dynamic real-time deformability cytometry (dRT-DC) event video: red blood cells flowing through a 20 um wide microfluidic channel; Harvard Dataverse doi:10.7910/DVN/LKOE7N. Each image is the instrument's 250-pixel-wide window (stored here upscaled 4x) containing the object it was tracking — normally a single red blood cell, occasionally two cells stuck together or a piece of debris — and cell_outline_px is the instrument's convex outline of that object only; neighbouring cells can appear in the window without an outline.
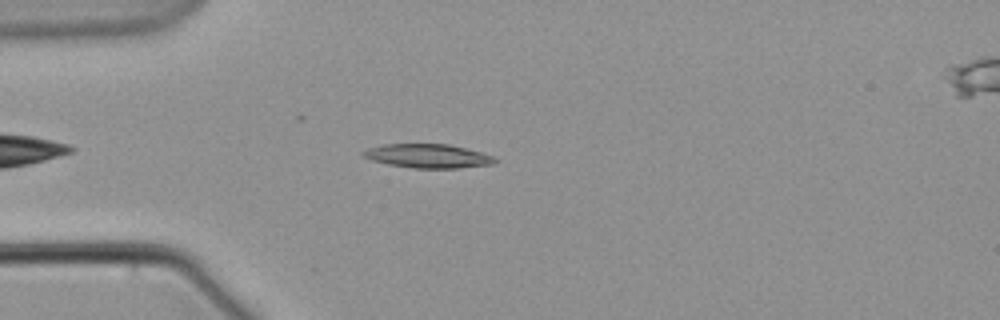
{"species": "common noctule bat (a hibernating species)", "species_latin": "Nyctalus noctula", "temperature_condition": "warm", "stored_images_in_passage": 6, "camera_frame_rate_fps": 3000, "um_per_image_px": 0.085, "animal": {"sex": "male", "body_mass_g": 21.5, "forearm_length_mm": 52.0}, "frame": {"image": 1, "passage_image": 1, "time_ms": 0.0, "image_size_px": [1000, 320], "cell_outline_px": [[500, 160], [492, 164], [456, 168], [412, 168], [388, 164], [372, 160], [364, 156], [360, 152], [368, 148], [380, 144], [448, 144], [480, 152], [492, 156]], "centroid_in_image_um": [36.34, 13.26], "position_along_channel_um": 48.7, "area_um2": 18.26}}
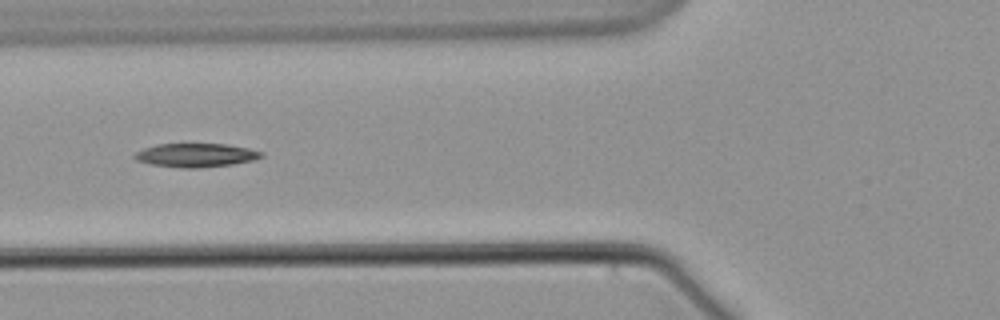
{"frame": {"image": 2, "passage_image": 3, "time_ms": 2.333, "image_size_px": [1000, 320], "cell_outline_px": [[264, 156], [252, 160], [232, 164], [200, 168], [184, 168], [148, 164], [136, 160], [132, 156], [136, 152], [144, 148], [156, 144], [228, 144], [248, 148], [264, 152]], "centroid_in_image_um": [16.63, 13.19], "position_along_channel_um": 109.2, "area_um2": 17.57}}
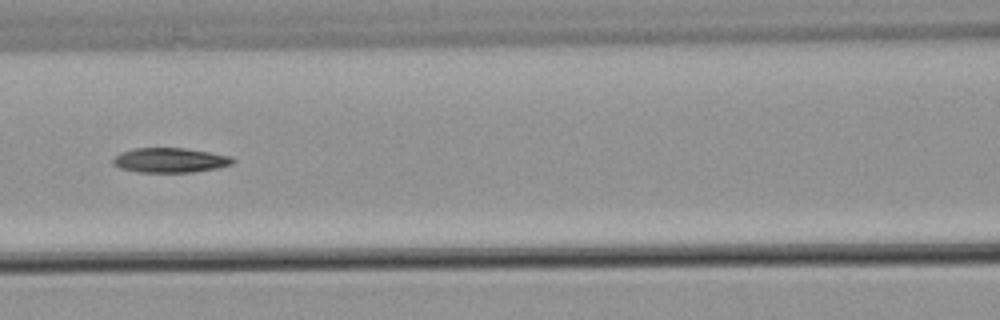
{"frame": {"image": 3, "passage_image": 4, "time_ms": 3.667, "image_size_px": [1000, 320], "cell_outline_px": [[236, 160], [232, 164], [216, 168], [192, 172], [136, 172], [120, 168], [112, 164], [112, 160], [120, 152], [136, 148], [184, 148], [208, 152], [228, 156]], "centroid_in_image_um": [14.41, 13.62], "position_along_channel_um": 152.2, "area_um2": 17.11}}